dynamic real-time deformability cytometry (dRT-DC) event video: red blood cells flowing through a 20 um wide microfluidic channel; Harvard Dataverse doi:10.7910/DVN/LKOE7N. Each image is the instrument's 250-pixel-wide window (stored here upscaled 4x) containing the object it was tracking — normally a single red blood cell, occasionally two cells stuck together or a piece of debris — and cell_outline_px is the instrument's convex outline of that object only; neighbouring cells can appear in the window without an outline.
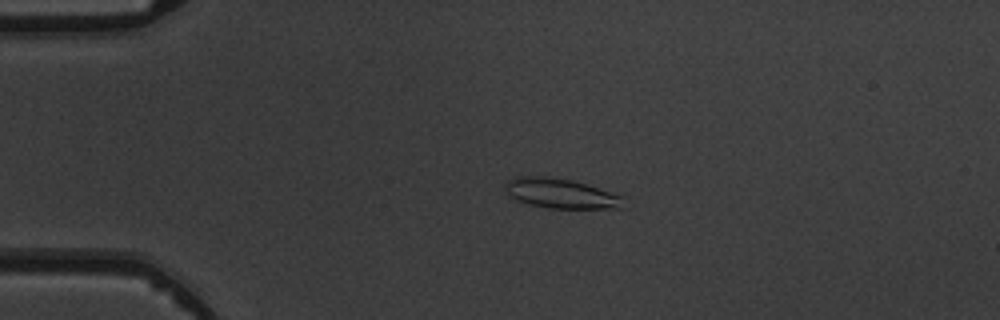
{"species": "common noctule bat (a hibernating species)", "species_latin": "Nyctalus noctula", "temperature_condition": "warm", "stored_images_in_passage": 3, "camera_frame_rate_fps": 3000, "um_per_image_px": 0.085, "animal": {"sex": "male", "body_mass_g": 19.5, "forearm_length_mm": 54.6}, "frame": {"image": 1, "passage_image": 2, "time_ms": 1.667, "image_size_px": [1000, 320], "cell_outline_px": [[624, 208], [548, 208], [528, 204], [516, 200], [508, 196], [504, 188], [504, 184], [508, 180], [516, 176], [548, 176], [572, 180], [624, 196]], "centroid_in_image_um": [47.63, 16.44], "position_along_channel_um": 37.4, "area_um2": 20.75}}